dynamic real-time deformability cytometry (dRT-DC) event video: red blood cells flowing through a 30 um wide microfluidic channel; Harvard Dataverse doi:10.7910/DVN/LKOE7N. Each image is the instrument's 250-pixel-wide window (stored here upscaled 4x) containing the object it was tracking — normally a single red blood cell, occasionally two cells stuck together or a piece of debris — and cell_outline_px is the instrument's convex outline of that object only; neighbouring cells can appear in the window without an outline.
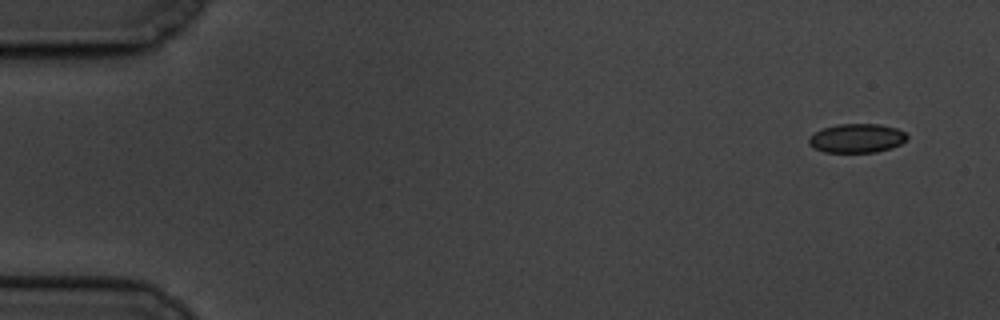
{"species": "common noctule bat (a hibernating species)", "species_latin": "Nyctalus noctula", "temperature_condition": "cold", "stored_images_in_passage": 8, "camera_frame_rate_fps": 3000, "um_per_image_px": 0.085, "animal": {"sex": "male", "body_mass_g": 19.5, "forearm_length_mm": 54.6}, "frame": {"image": 1, "passage_image": 1, "time_ms": 0.0, "image_size_px": [1000, 320], "cell_outline_px": [[908, 136], [900, 144], [892, 148], [876, 152], [824, 152], [808, 144], [808, 136], [824, 128], [836, 124], [880, 124], [896, 128], [904, 132]], "centroid_in_image_um": [72.81, 11.75], "position_along_channel_um": 12.2, "area_um2": 16.53}}
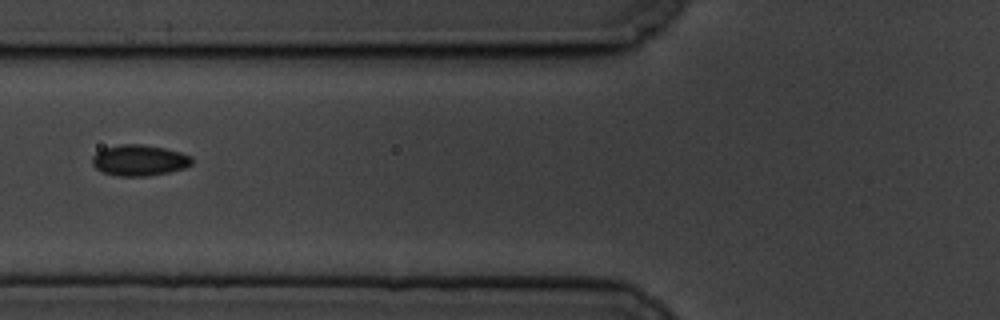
{"frame": {"image": 2, "passage_image": 6, "time_ms": 6.667, "image_size_px": [1000, 320], "cell_outline_px": [[192, 164], [184, 168], [168, 172], [148, 176], [120, 176], [104, 172], [96, 168], [92, 164], [92, 156], [96, 152], [104, 148], [120, 144], [140, 144], [164, 148], [180, 152], [192, 156]], "centroid_in_image_um": [11.84, 13.62], "position_along_channel_um": 114.0, "area_um2": 17.92}}
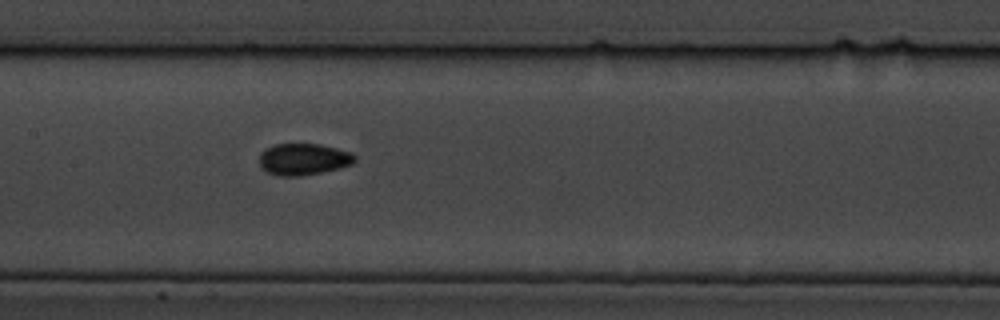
{"frame": {"image": 3, "passage_image": 8, "time_ms": 8.667, "image_size_px": [1000, 320], "cell_outline_px": [[356, 160], [352, 164], [340, 168], [320, 172], [296, 176], [276, 176], [264, 172], [260, 164], [260, 152], [264, 148], [276, 144], [320, 144], [352, 152], [356, 156]], "centroid_in_image_um": [25.77, 13.53], "position_along_channel_um": 181.6, "area_um2": 17.74}}